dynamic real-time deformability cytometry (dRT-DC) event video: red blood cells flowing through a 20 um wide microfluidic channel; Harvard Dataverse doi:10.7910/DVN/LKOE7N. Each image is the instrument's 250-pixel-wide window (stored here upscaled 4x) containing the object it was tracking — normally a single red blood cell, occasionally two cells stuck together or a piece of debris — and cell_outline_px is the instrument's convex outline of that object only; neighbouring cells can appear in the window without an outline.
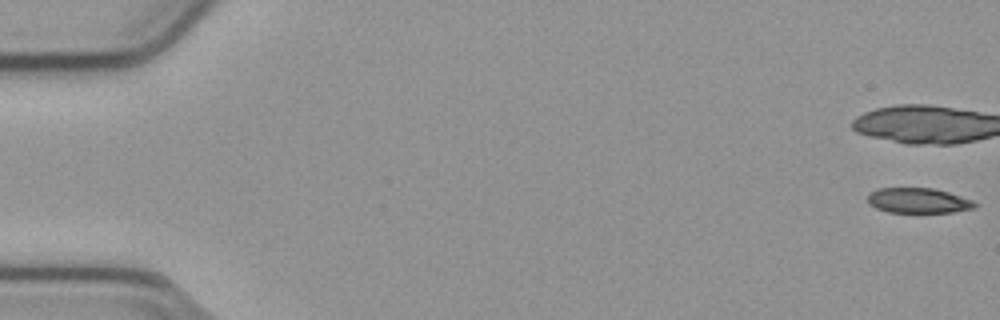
{"species": "common noctule bat (a hibernating species)", "species_latin": "Nyctalus noctula", "temperature_condition": "cold", "stored_images_in_passage": 15, "camera_frame_rate_fps": 3000, "um_per_image_px": 0.085, "animal": {"sex": "male", "body_mass_g": 23.1, "forearm_length_mm": 52.7}, "frame": {"image": 1, "passage_image": 1, "time_ms": 0.0, "image_size_px": [1000, 320], "cell_outline_px": [[976, 208], [952, 212], [888, 212], [876, 208], [868, 204], [868, 192], [880, 188], [932, 188], [948, 192], [972, 200], [976, 204]], "centroid_in_image_um": [78.02, 17.05], "position_along_channel_um": 7.0, "area_um2": 15.66}}